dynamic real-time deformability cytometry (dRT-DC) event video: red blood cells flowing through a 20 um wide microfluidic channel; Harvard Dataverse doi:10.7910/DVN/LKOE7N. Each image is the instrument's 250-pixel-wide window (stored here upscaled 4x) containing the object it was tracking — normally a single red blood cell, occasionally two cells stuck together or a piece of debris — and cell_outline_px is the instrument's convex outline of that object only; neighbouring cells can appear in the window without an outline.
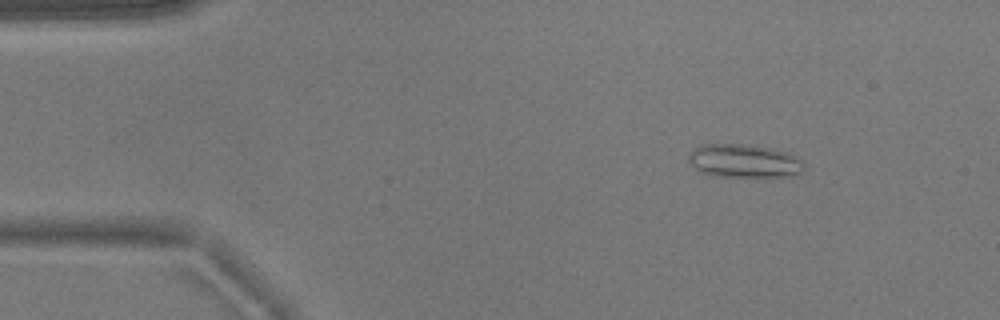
{"species": "common noctule bat (a hibernating species)", "species_latin": "Nyctalus noctula", "temperature_condition": "warm", "stored_images_in_passage": 52, "camera_frame_rate_fps": 3000, "um_per_image_px": 0.085, "animal": {"sex": "male", "body_mass_g": 17.9}, "frame": {"image": 1, "passage_image": 6, "time_ms": 1.667, "image_size_px": [1000, 320], "cell_outline_px": [[804, 168], [800, 172], [792, 176], [764, 180], [720, 176], [700, 172], [688, 160], [688, 156], [696, 148], [704, 144], [744, 144], [776, 148], [788, 152], [796, 156], [804, 164]], "centroid_in_image_um": [63.34, 13.73], "position_along_channel_um": 21.7, "area_um2": 23.35}}
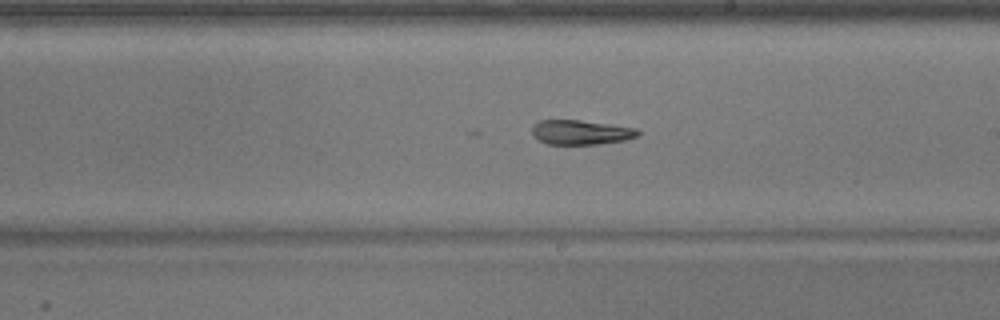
{"frame": {"image": 2, "passage_image": 29, "time_ms": 9.333, "image_size_px": [1000, 320], "cell_outline_px": [[640, 136], [624, 140], [596, 144], [548, 144], [532, 136], [532, 124], [540, 120], [580, 120], [636, 128], [640, 132]], "centroid_in_image_um": [49.35, 11.24], "position_along_channel_um": 239.6, "area_um2": 15.14}}
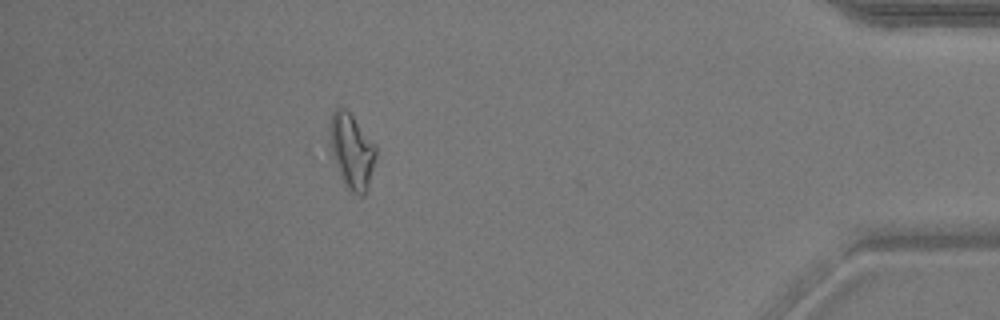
{"frame": {"image": 3, "passage_image": 46, "time_ms": 15.0, "image_size_px": [1000, 320], "cell_outline_px": [[376, 156], [368, 188], [364, 196], [356, 196], [344, 184], [332, 156], [328, 132], [328, 128], [332, 112], [336, 108], [344, 108], [352, 116], [376, 144]], "centroid_in_image_um": [29.89, 12.85], "position_along_channel_um": 405.3, "area_um2": 20.29}}